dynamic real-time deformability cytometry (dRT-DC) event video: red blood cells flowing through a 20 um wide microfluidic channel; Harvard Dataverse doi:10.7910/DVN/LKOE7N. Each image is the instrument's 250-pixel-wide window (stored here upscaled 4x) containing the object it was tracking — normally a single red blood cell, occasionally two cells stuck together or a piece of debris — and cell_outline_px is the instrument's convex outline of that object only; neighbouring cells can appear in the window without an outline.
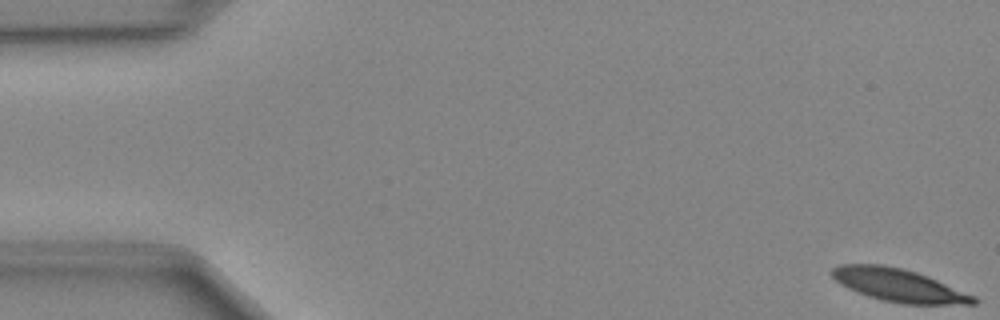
{"species": "Egyptian fruit bat (a non-hibernating species)", "species_latin": "Rousettus aegyptiacus", "temperature_condition": "cold", "stored_images_in_passage": 49, "camera_frame_rate_fps": 3000, "um_per_image_px": 0.085, "animal": {"sex": "female"}, "frame": {"image": 1, "passage_image": 1, "time_ms": 0.0, "image_size_px": [1000, 320], "cell_outline_px": [[980, 300], [976, 304], [900, 304], [880, 300], [868, 296], [848, 288], [840, 284], [828, 272], [832, 268], [840, 264], [884, 264], [904, 268], [928, 276], [976, 296]], "centroid_in_image_um": [76.4, 24.24], "position_along_channel_um": 8.6, "area_um2": 27.46}}
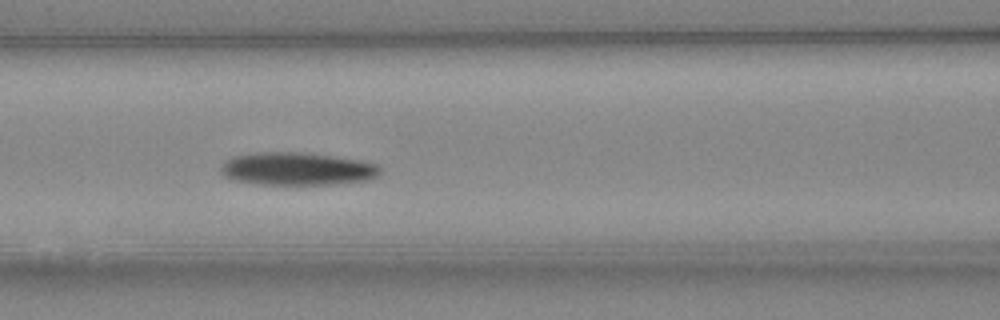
{"frame": {"image": 2, "passage_image": 21, "time_ms": 6.667, "image_size_px": [1000, 320], "cell_outline_px": [[380, 172], [376, 176], [368, 180], [332, 184], [256, 184], [236, 180], [224, 176], [220, 172], [220, 168], [224, 160], [232, 156], [256, 152], [300, 152], [332, 156], [360, 160], [376, 164], [380, 168]], "centroid_in_image_um": [25.2, 14.34], "position_along_channel_um": 141.4, "area_um2": 30.46}}
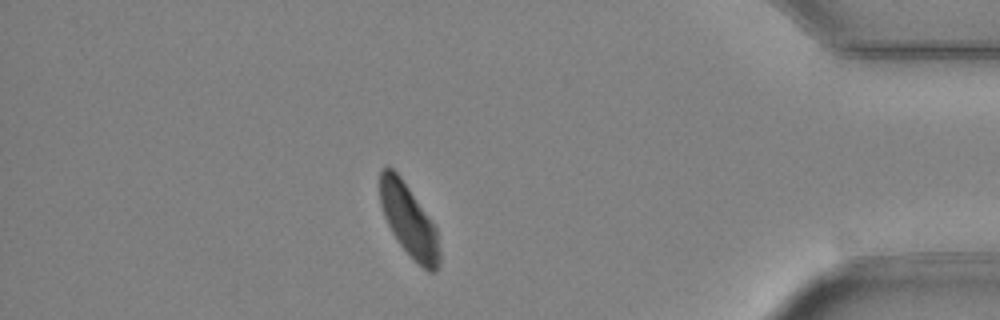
{"frame": {"image": 3, "passage_image": 43, "time_ms": 14.0, "image_size_px": [1000, 320], "cell_outline_px": [[440, 260], [436, 272], [428, 272], [400, 244], [392, 232], [384, 216], [380, 204], [380, 172], [384, 168], [392, 168], [400, 176], [428, 216], [436, 228], [440, 252]], "centroid_in_image_um": [34.75, 18.75], "position_along_channel_um": 400.4, "area_um2": 24.39}}